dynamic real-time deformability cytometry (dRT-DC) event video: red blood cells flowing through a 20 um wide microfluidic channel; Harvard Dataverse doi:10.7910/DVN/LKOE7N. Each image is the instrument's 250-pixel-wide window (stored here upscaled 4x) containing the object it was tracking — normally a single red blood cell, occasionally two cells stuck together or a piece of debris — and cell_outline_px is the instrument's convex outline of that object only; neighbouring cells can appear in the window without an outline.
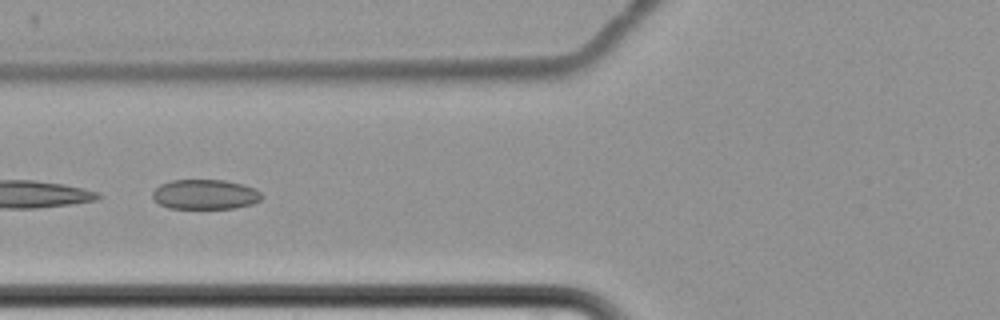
{"species": "common noctule bat (a hibernating species)", "species_latin": "Nyctalus noctula", "temperature_condition": "cold", "stored_images_in_passage": 9, "camera_frame_rate_fps": 3000, "um_per_image_px": 0.085, "animal": {"sex": "female", "body_mass_g": 22.7, "forearm_length_mm": 54.2}, "frame": {"image": 1, "passage_image": 9, "time_ms": 9.333, "image_size_px": [1000, 320], "cell_outline_px": [[264, 196], [260, 200], [252, 204], [236, 208], [168, 208], [152, 200], [152, 192], [160, 184], [172, 180], [224, 180], [244, 184], [256, 188]], "centroid_in_image_um": [17.45, 16.52], "position_along_channel_um": 108.4, "area_um2": 19.19}}